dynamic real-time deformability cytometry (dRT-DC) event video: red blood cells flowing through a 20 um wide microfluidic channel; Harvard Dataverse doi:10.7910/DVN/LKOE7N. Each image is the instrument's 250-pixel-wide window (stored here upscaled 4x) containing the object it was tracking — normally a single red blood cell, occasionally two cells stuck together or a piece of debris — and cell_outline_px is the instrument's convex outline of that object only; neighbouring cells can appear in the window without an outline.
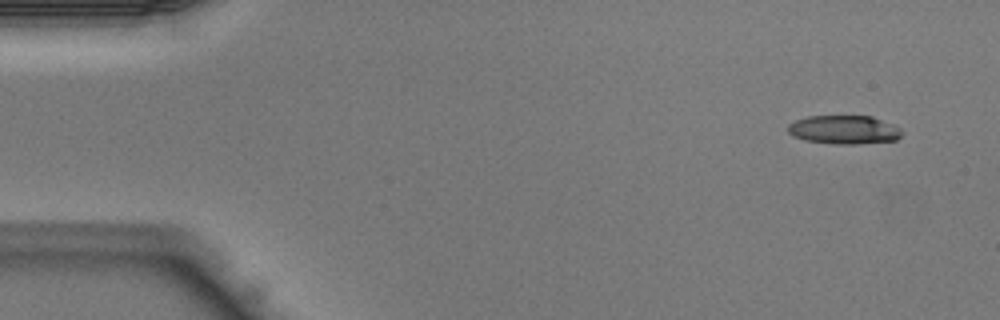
{"species": "Egyptian fruit bat (a non-hibernating species)", "species_latin": "Rousettus aegyptiacus", "temperature_condition": "warm", "stored_images_in_passage": 40, "camera_frame_rate_fps": 3000, "um_per_image_px": 0.085, "animal": {"sex": "male"}, "frame": {"image": 1, "passage_image": 1, "time_ms": 0.0, "image_size_px": [1000, 320], "cell_outline_px": [[904, 132], [896, 140], [856, 144], [832, 144], [804, 140], [792, 136], [788, 132], [788, 124], [796, 120], [808, 116], [872, 116], [892, 124], [900, 128]], "centroid_in_image_um": [71.74, 11.03], "position_along_channel_um": 13.3, "area_um2": 19.13}}
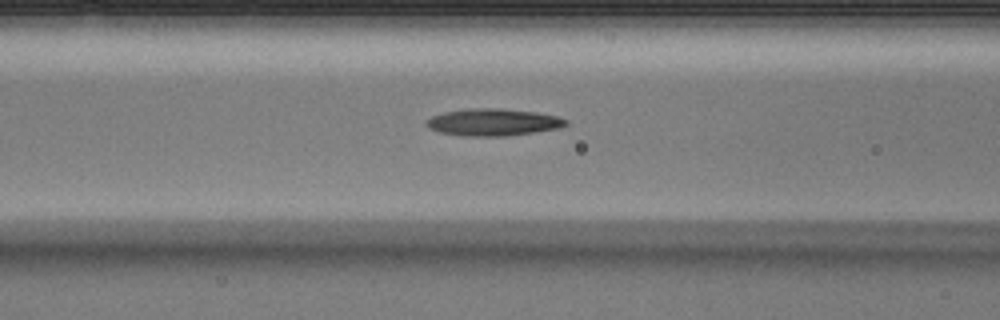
{"frame": {"image": 2, "passage_image": 15, "time_ms": 4.667, "image_size_px": [1000, 320], "cell_outline_px": [[568, 124], [560, 128], [536, 132], [504, 136], [464, 136], [440, 132], [428, 128], [424, 124], [424, 120], [432, 116], [444, 112], [468, 108], [500, 108], [536, 112], [556, 116], [568, 120]], "centroid_in_image_um": [41.89, 10.39], "position_along_channel_um": 124.7, "area_um2": 22.2}}
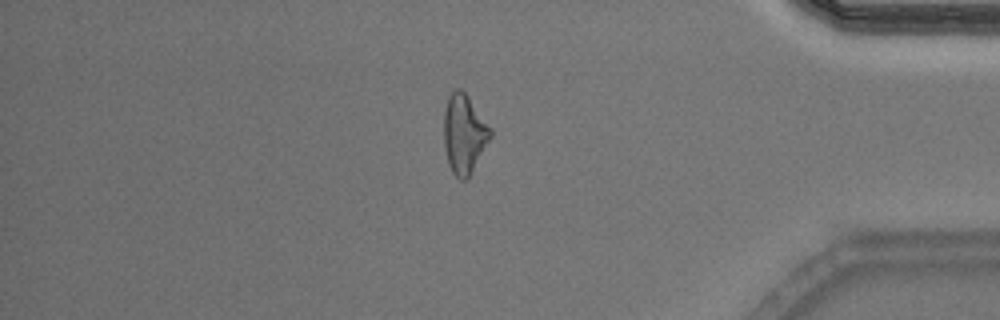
{"frame": {"image": 3, "passage_image": 34, "time_ms": 11.0, "image_size_px": [1000, 320], "cell_outline_px": [[492, 136], [468, 176], [464, 180], [460, 180], [452, 172], [448, 164], [444, 144], [444, 112], [448, 96], [456, 88], [460, 88], [468, 96], [492, 128]], "centroid_in_image_um": [39.45, 11.35], "position_along_channel_um": 395.8, "area_um2": 21.27}}